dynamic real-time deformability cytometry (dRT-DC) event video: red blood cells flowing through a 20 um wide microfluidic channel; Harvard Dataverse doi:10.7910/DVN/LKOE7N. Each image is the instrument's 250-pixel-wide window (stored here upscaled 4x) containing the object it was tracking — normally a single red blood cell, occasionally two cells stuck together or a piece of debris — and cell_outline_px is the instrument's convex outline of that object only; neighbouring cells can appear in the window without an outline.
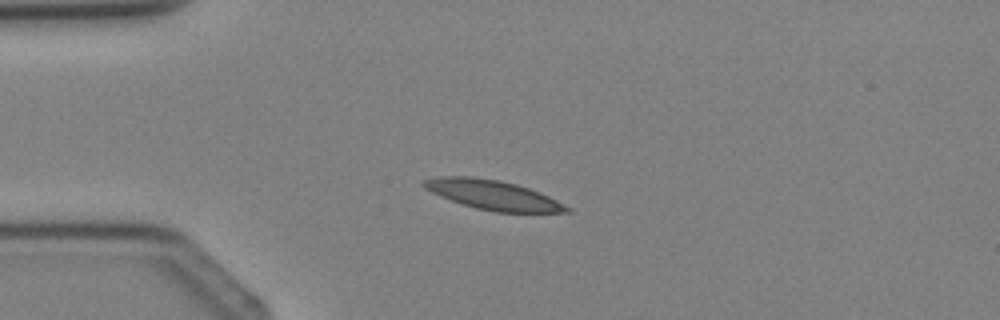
{"species": "Egyptian fruit bat (a non-hibernating species)", "species_latin": "Rousettus aegyptiacus", "temperature_condition": "cold", "stored_images_in_passage": 2, "camera_frame_rate_fps": 3000, "um_per_image_px": 0.085, "animal": {"sex": "female"}, "frame": {"image": 1, "passage_image": 2, "time_ms": 1.0, "image_size_px": [1000, 320], "cell_outline_px": [[572, 212], [496, 212], [476, 208], [440, 196], [424, 188], [420, 184], [424, 180], [440, 176], [472, 176], [500, 180], [516, 184], [540, 192], [572, 208]], "centroid_in_image_um": [41.9, 16.56], "position_along_channel_um": 43.1, "area_um2": 24.45}}